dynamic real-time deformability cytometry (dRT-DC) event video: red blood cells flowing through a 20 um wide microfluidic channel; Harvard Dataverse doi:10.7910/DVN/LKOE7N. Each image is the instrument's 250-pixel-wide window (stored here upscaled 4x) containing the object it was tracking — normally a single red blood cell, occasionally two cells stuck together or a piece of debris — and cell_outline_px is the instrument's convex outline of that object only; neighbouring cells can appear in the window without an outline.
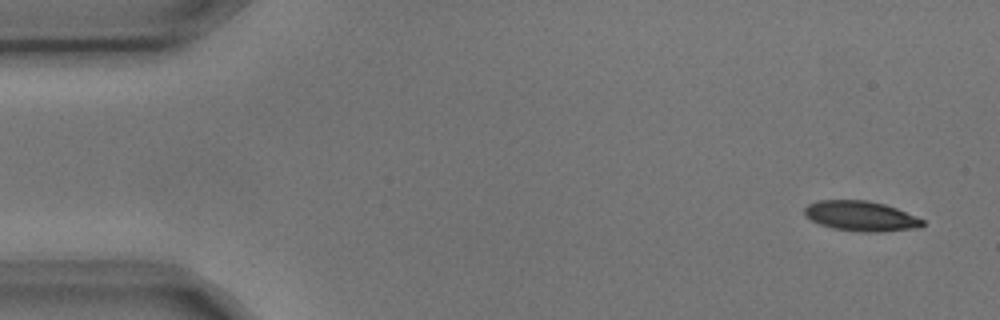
{"species": "common noctule bat (a hibernating species)", "species_latin": "Nyctalus noctula", "temperature_condition": "cold", "stored_images_in_passage": 5, "camera_frame_rate_fps": 3000, "um_per_image_px": 0.085, "animal": {"sex": "male", "body_mass_g": 17.9, "forearm_length_mm": 54.2}, "frame": {"image": 1, "passage_image": 1, "time_ms": 0.0, "image_size_px": [1000, 320], "cell_outline_px": [[924, 224], [920, 228], [880, 232], [860, 232], [832, 228], [820, 224], [812, 220], [804, 212], [804, 208], [808, 204], [820, 200], [868, 200], [884, 204], [896, 208], [924, 220]], "centroid_in_image_um": [73.19, 18.37], "position_along_channel_um": 11.8, "area_um2": 20.63}}
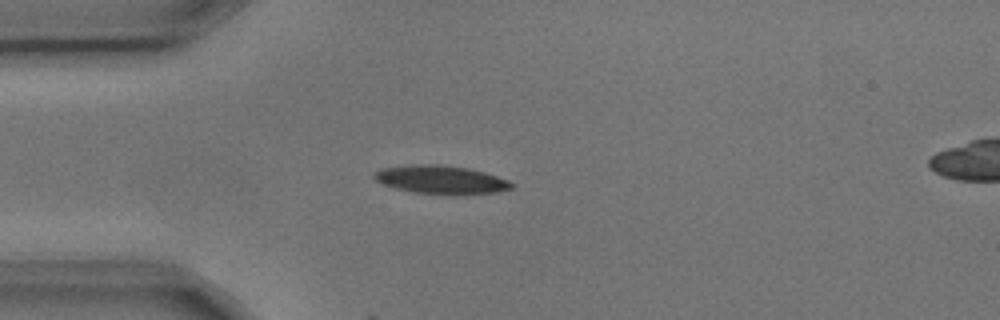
{"frame": {"image": 2, "passage_image": 4, "time_ms": 1.0, "image_size_px": [1000, 320], "cell_outline_px": [[512, 188], [496, 192], [452, 196], [412, 192], [396, 188], [384, 184], [376, 180], [372, 176], [372, 172], [380, 168], [412, 164], [440, 164], [468, 168], [484, 172], [508, 180], [512, 184]], "centroid_in_image_um": [37.44, 15.28], "position_along_channel_um": 47.6, "area_um2": 23.06}}